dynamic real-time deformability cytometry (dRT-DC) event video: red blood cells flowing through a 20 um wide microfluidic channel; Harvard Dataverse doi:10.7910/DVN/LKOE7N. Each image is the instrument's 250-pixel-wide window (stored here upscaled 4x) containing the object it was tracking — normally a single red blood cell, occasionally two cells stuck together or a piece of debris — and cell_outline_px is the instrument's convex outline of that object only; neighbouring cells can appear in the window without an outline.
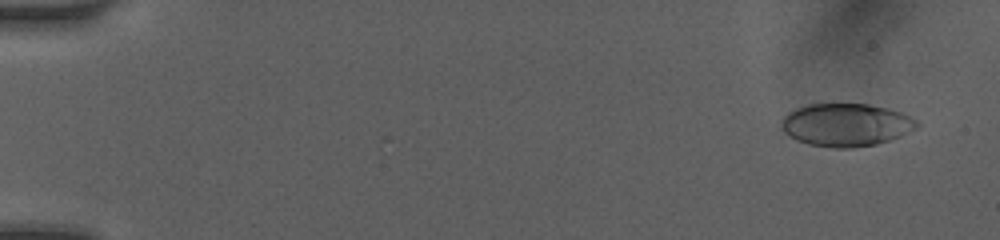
{"species": "human", "species_latin": "Homo sapiens", "temperature_condition": "room temperature", "stored_images_in_passage": 6, "camera_frame_rate_fps": 3000, "um_per_image_px": 0.085, "donor": {"sex": "female"}, "frame": {"image": 1, "passage_image": 1, "time_ms": 0.0, "image_size_px": [1000, 240], "cell_outline_px": [[920, 124], [916, 128], [900, 136], [876, 144], [852, 148], [832, 148], [808, 144], [796, 140], [784, 132], [780, 124], [784, 116], [788, 112], [796, 108], [808, 104], [868, 104], [900, 112], [916, 120]], "centroid_in_image_um": [71.88, 10.62], "position_along_channel_um": 13.1, "area_um2": 33.7}}
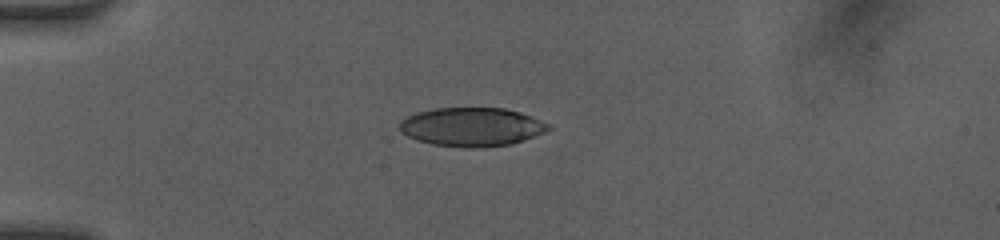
{"frame": {"image": 2, "passage_image": 5, "time_ms": 3.667, "image_size_px": [1000, 240], "cell_outline_px": [[552, 128], [544, 132], [524, 140], [512, 144], [480, 148], [472, 148], [432, 144], [408, 136], [400, 132], [400, 120], [416, 112], [436, 108], [504, 108], [520, 112], [532, 116], [552, 124]], "centroid_in_image_um": [40.14, 10.78], "position_along_channel_um": 44.9, "area_um2": 33.7}}